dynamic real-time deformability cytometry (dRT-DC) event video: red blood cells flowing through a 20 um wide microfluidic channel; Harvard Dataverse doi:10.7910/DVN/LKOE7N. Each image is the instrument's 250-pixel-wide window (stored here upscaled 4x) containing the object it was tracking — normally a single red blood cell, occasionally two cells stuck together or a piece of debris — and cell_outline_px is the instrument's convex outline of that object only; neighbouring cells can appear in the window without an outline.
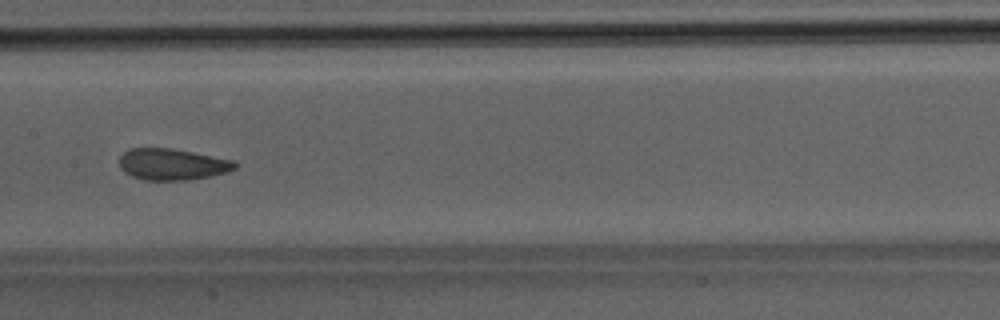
{"species": "Egyptian fruit bat (a non-hibernating species)", "species_latin": "Rousettus aegyptiacus", "temperature_condition": "room temperature", "stored_images_in_passage": 43, "segment_of_instrument_passage": [1, 2], "camera_frame_rate_fps": 3000, "um_per_image_px": 0.085, "animal": {"sex": "male"}, "frame": {"image": 1, "passage_image": 19, "time_ms": 6.0, "image_size_px": [1000, 320], "cell_outline_px": [[236, 168], [212, 176], [184, 180], [144, 180], [132, 176], [124, 172], [120, 168], [120, 156], [128, 148], [172, 148], [236, 160]], "centroid_in_image_um": [14.63, 13.96], "position_along_channel_um": 192.8, "area_um2": 21.21}}
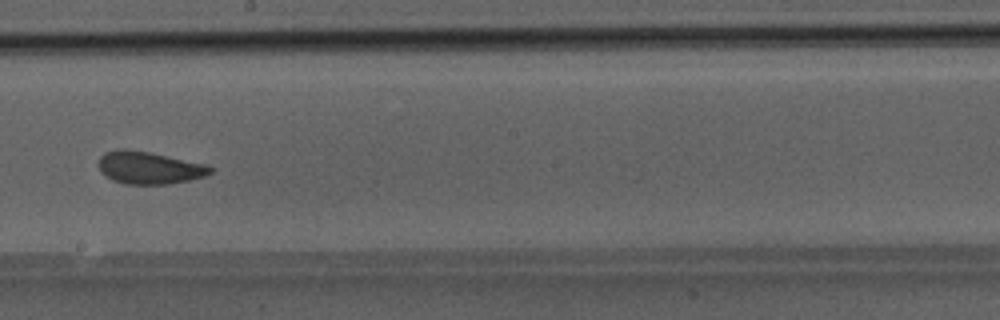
{"frame": {"image": 2, "passage_image": 22, "time_ms": 7.0, "image_size_px": [1000, 320], "cell_outline_px": [[212, 172], [204, 176], [188, 180], [168, 184], [124, 184], [112, 180], [100, 172], [96, 164], [100, 156], [104, 152], [120, 148], [124, 148], [148, 152], [208, 164], [212, 168]], "centroid_in_image_um": [12.62, 14.25], "position_along_channel_um": 235.6, "area_um2": 21.33}}
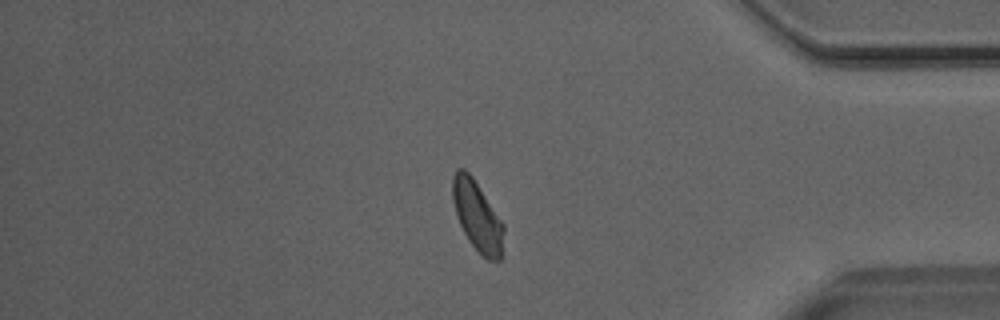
{"frame": {"image": 3, "passage_image": 35, "time_ms": 11.333, "image_size_px": [1000, 320], "cell_outline_px": [[504, 232], [500, 260], [488, 260], [480, 256], [468, 240], [456, 216], [452, 200], [452, 176], [456, 168], [464, 168], [472, 176], [504, 224]], "centroid_in_image_um": [40.54, 18.36], "position_along_channel_um": 394.7, "area_um2": 20.98}}